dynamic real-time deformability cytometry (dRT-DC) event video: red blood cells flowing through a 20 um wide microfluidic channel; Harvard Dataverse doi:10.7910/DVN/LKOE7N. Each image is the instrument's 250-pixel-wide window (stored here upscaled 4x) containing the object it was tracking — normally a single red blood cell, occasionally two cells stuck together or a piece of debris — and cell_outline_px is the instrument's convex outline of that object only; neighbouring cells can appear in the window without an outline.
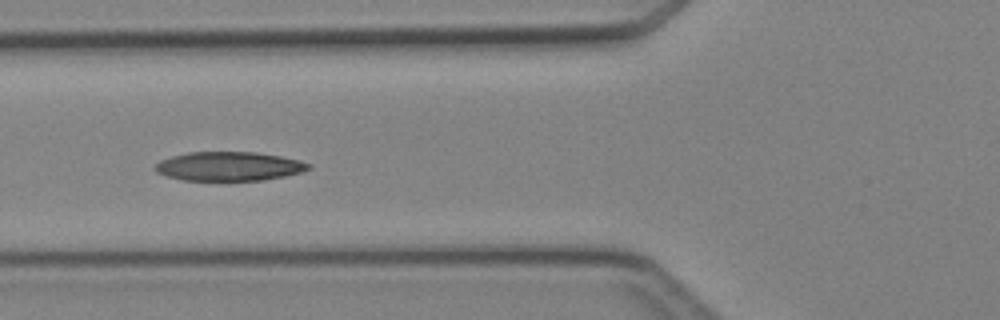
{"species": "Egyptian fruit bat (a non-hibernating species)", "species_latin": "Rousettus aegyptiacus", "temperature_condition": "cold", "stored_images_in_passage": 5, "camera_frame_rate_fps": 3000, "um_per_image_px": 0.085, "animal": {"sex": "female"}, "frame": {"image": 1, "passage_image": 4, "time_ms": 4.333, "image_size_px": [1000, 320], "cell_outline_px": [[312, 168], [300, 172], [284, 176], [264, 180], [184, 180], [168, 176], [156, 172], [156, 164], [160, 160], [172, 156], [188, 152], [256, 152], [280, 156], [300, 160], [312, 164]], "centroid_in_image_um": [19.5, 14.13], "position_along_channel_um": 106.3, "area_um2": 25.84}}
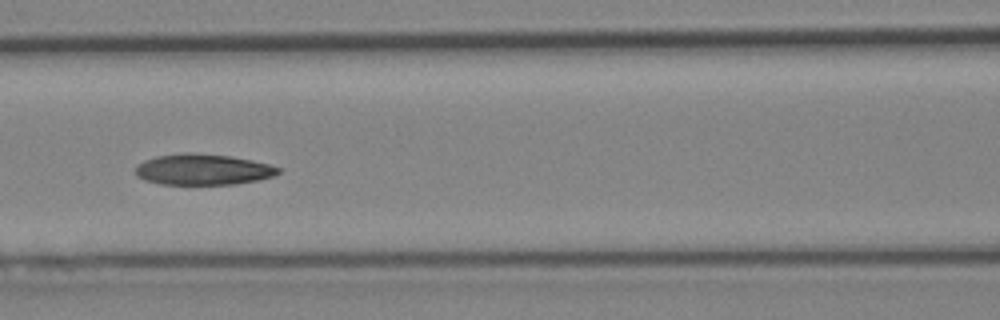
{"frame": {"image": 2, "passage_image": 5, "time_ms": 5.333, "image_size_px": [1000, 320], "cell_outline_px": [[280, 172], [272, 176], [260, 180], [236, 184], [160, 184], [144, 180], [136, 176], [136, 164], [144, 160], [156, 156], [184, 152], [192, 152], [228, 156], [252, 160], [268, 164], [280, 168]], "centroid_in_image_um": [17.22, 14.4], "position_along_channel_um": 149.4, "area_um2": 25.84}}